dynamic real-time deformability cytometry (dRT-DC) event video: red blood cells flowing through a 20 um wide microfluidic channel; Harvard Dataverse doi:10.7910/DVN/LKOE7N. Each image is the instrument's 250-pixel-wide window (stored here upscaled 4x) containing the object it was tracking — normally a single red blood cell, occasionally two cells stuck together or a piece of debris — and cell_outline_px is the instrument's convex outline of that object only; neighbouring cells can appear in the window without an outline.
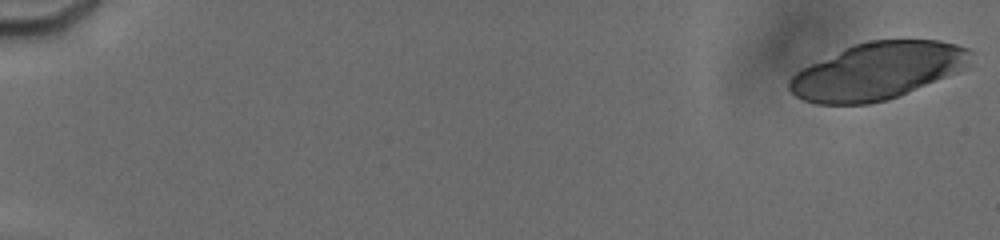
{"species": "human", "species_latin": "Homo sapiens", "temperature_condition": "cold", "stored_images_in_passage": 33, "camera_frame_rate_fps": 3000, "um_per_image_px": 0.085, "donor": {"sex": "male"}, "frame": {"image": 1, "passage_image": 1, "time_ms": 0.0, "image_size_px": [1000, 240], "cell_outline_px": [[972, 52], [956, 72], [896, 96], [884, 100], [868, 104], [816, 104], [804, 100], [796, 96], [788, 88], [788, 80], [796, 72], [844, 48], [856, 44], [872, 40], [940, 40], [956, 44], [968, 48]], "centroid_in_image_um": [74.51, 6.03], "position_along_channel_um": 10.5, "area_um2": 58.78}}